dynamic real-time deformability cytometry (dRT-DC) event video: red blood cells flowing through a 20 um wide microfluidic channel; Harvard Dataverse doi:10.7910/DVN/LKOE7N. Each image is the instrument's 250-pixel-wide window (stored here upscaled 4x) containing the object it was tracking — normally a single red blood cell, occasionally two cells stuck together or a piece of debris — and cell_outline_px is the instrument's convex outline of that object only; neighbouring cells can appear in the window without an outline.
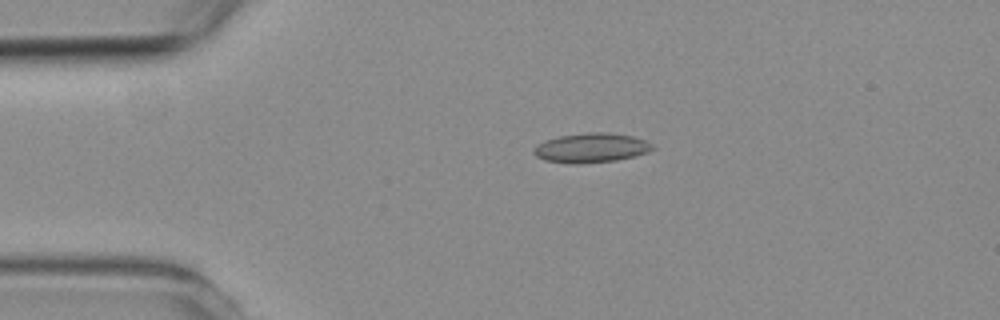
{"species": "common noctule bat (a hibernating species)", "species_latin": "Nyctalus noctula", "temperature_condition": "room temperature", "stored_images_in_passage": 5, "camera_frame_rate_fps": 3000, "um_per_image_px": 0.085, "animal": {"sex": "female", "body_mass_g": 19.3, "forearm_length_mm": 54.1}, "frame": {"image": 1, "passage_image": 4, "time_ms": 3.333, "image_size_px": [1000, 320], "cell_outline_px": [[656, 148], [648, 152], [636, 156], [616, 160], [576, 164], [572, 164], [544, 160], [536, 156], [532, 152], [532, 148], [536, 144], [560, 136], [588, 132], [608, 132], [632, 136], [644, 140], [652, 144]], "centroid_in_image_um": [50.25, 12.57], "position_along_channel_um": 34.8, "area_um2": 20.46}}
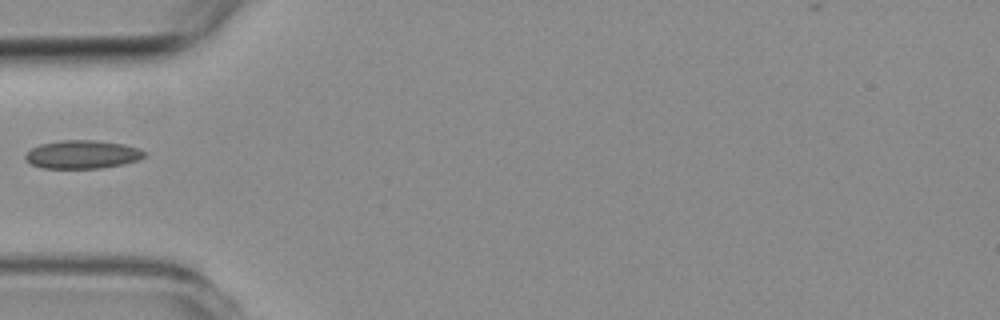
{"frame": {"image": 2, "passage_image": 5, "time_ms": 5.333, "image_size_px": [1000, 320], "cell_outline_px": [[148, 152], [144, 156], [136, 160], [124, 164], [100, 168], [40, 168], [24, 160], [24, 156], [32, 148], [40, 144], [60, 140], [96, 140], [124, 144], [140, 148]], "centroid_in_image_um": [7.0, 13.12], "position_along_channel_um": 78.0, "area_um2": 19.77}}